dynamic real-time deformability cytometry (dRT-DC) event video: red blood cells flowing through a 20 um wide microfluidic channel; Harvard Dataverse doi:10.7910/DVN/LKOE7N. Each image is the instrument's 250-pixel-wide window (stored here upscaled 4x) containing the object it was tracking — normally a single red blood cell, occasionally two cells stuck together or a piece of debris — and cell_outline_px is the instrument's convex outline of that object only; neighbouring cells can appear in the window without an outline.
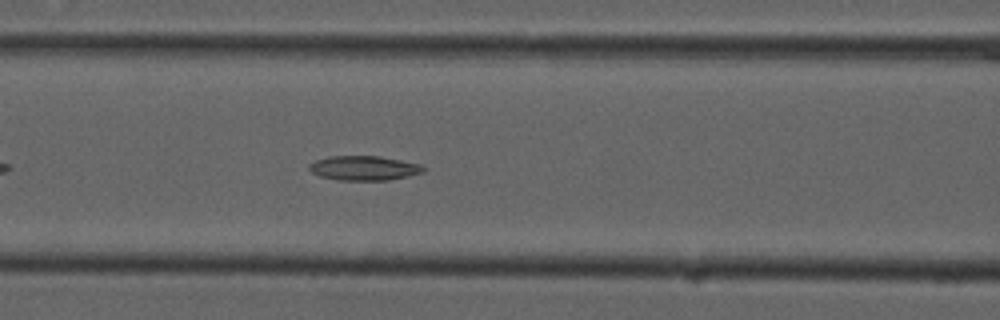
{"species": "common noctule bat (a hibernating species)", "species_latin": "Nyctalus noctula", "temperature_condition": "cold", "stored_images_in_passage": 43, "camera_frame_rate_fps": 3000, "um_per_image_px": 0.085, "animal": {"sex": "male", "forearm_length_mm": 52.5}, "frame": {"image": 1, "passage_image": 11, "time_ms": 3.333, "image_size_px": [1000, 320], "cell_outline_px": [[424, 172], [408, 176], [388, 180], [340, 180], [320, 176], [312, 172], [308, 168], [308, 164], [316, 160], [328, 156], [380, 156], [420, 164], [424, 168]], "centroid_in_image_um": [30.92, 14.28], "position_along_channel_um": 135.7, "area_um2": 16.24}}
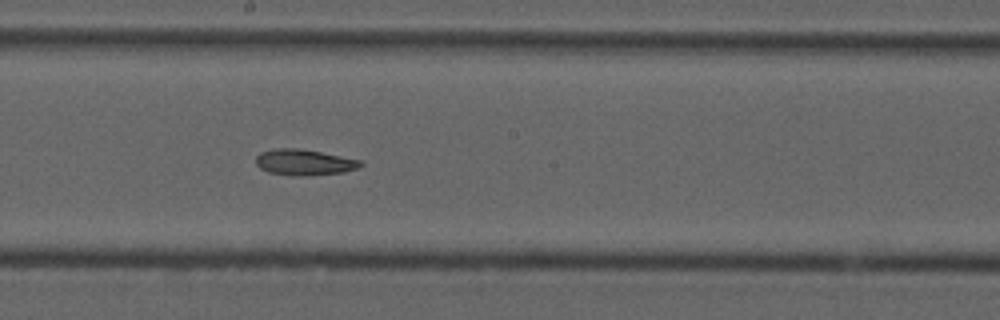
{"frame": {"image": 2, "passage_image": 18, "time_ms": 5.667, "image_size_px": [1000, 320], "cell_outline_px": [[364, 164], [356, 168], [344, 172], [308, 176], [292, 176], [268, 172], [260, 168], [256, 164], [256, 156], [260, 152], [276, 148], [296, 148], [320, 152], [364, 160]], "centroid_in_image_um": [25.87, 13.8], "position_along_channel_um": 222.3, "area_um2": 15.95}}
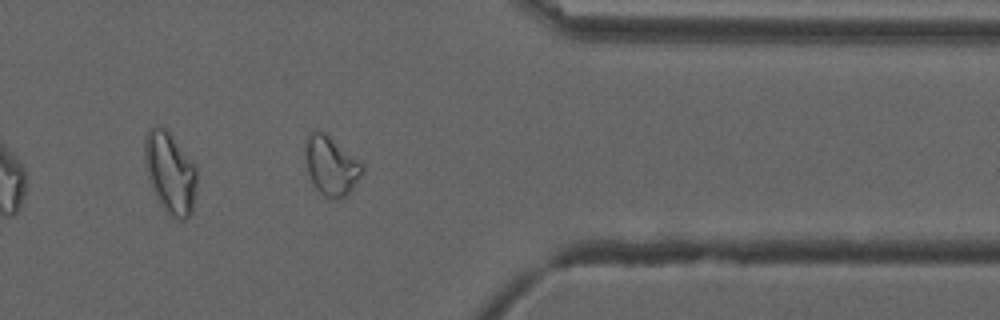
{"frame": {"image": 3, "passage_image": 32, "time_ms": 10.333, "image_size_px": [1000, 320], "cell_outline_px": [[364, 172], [352, 188], [340, 200], [336, 200], [324, 196], [316, 188], [308, 172], [304, 152], [304, 140], [312, 132], [324, 132], [364, 164]], "centroid_in_image_um": [28.14, 14.09], "position_along_channel_um": 383.3, "area_um2": 19.48}, "authors_computed_cell_mechanics": {"area_um2": 16.9354, "velocity_mm_per_s": 3.7173, "shape_relaxation_time_tau1_ms": null, "shape_relaxation_time_tau2_ms": 9.5717, "deformation_change_tau1": null, "deformation_change_tau2": 0.1842}}